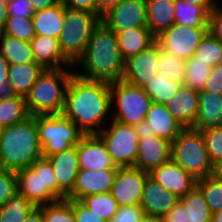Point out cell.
Returning <instances> with one entry per match:
<instances>
[{"mask_svg": "<svg viewBox=\"0 0 222 222\" xmlns=\"http://www.w3.org/2000/svg\"><path fill=\"white\" fill-rule=\"evenodd\" d=\"M62 114L85 134H98L112 119L110 84L75 73L67 85Z\"/></svg>", "mask_w": 222, "mask_h": 222, "instance_id": "1", "label": "cell"}, {"mask_svg": "<svg viewBox=\"0 0 222 222\" xmlns=\"http://www.w3.org/2000/svg\"><path fill=\"white\" fill-rule=\"evenodd\" d=\"M124 65L117 34L100 21L93 29L84 55L73 68L83 79L110 84L122 79Z\"/></svg>", "mask_w": 222, "mask_h": 222, "instance_id": "2", "label": "cell"}, {"mask_svg": "<svg viewBox=\"0 0 222 222\" xmlns=\"http://www.w3.org/2000/svg\"><path fill=\"white\" fill-rule=\"evenodd\" d=\"M43 157L35 116L6 126L0 138V168L17 172Z\"/></svg>", "mask_w": 222, "mask_h": 222, "instance_id": "3", "label": "cell"}, {"mask_svg": "<svg viewBox=\"0 0 222 222\" xmlns=\"http://www.w3.org/2000/svg\"><path fill=\"white\" fill-rule=\"evenodd\" d=\"M74 68L45 69L26 98L29 115L61 114L65 93Z\"/></svg>", "mask_w": 222, "mask_h": 222, "instance_id": "4", "label": "cell"}, {"mask_svg": "<svg viewBox=\"0 0 222 222\" xmlns=\"http://www.w3.org/2000/svg\"><path fill=\"white\" fill-rule=\"evenodd\" d=\"M15 174L17 192L24 195L36 207L67 199V196L58 188L52 165L45 157Z\"/></svg>", "mask_w": 222, "mask_h": 222, "instance_id": "5", "label": "cell"}, {"mask_svg": "<svg viewBox=\"0 0 222 222\" xmlns=\"http://www.w3.org/2000/svg\"><path fill=\"white\" fill-rule=\"evenodd\" d=\"M171 159L196 180L213 173L204 137L199 130L184 128L171 143Z\"/></svg>", "mask_w": 222, "mask_h": 222, "instance_id": "6", "label": "cell"}, {"mask_svg": "<svg viewBox=\"0 0 222 222\" xmlns=\"http://www.w3.org/2000/svg\"><path fill=\"white\" fill-rule=\"evenodd\" d=\"M99 23L96 14L64 6V26L58 40L63 55L73 65L84 55L93 29Z\"/></svg>", "mask_w": 222, "mask_h": 222, "instance_id": "7", "label": "cell"}, {"mask_svg": "<svg viewBox=\"0 0 222 222\" xmlns=\"http://www.w3.org/2000/svg\"><path fill=\"white\" fill-rule=\"evenodd\" d=\"M35 123L45 158L78 145L85 135L62 113L35 116Z\"/></svg>", "mask_w": 222, "mask_h": 222, "instance_id": "8", "label": "cell"}, {"mask_svg": "<svg viewBox=\"0 0 222 222\" xmlns=\"http://www.w3.org/2000/svg\"><path fill=\"white\" fill-rule=\"evenodd\" d=\"M112 120L134 126L145 120L152 103L141 87L122 80L110 83Z\"/></svg>", "mask_w": 222, "mask_h": 222, "instance_id": "9", "label": "cell"}, {"mask_svg": "<svg viewBox=\"0 0 222 222\" xmlns=\"http://www.w3.org/2000/svg\"><path fill=\"white\" fill-rule=\"evenodd\" d=\"M97 135L117 167L134 166L140 139L133 126L111 119Z\"/></svg>", "mask_w": 222, "mask_h": 222, "instance_id": "10", "label": "cell"}, {"mask_svg": "<svg viewBox=\"0 0 222 222\" xmlns=\"http://www.w3.org/2000/svg\"><path fill=\"white\" fill-rule=\"evenodd\" d=\"M208 32V27H190L174 23L156 36L155 41L163 50L188 60L194 56L197 47Z\"/></svg>", "mask_w": 222, "mask_h": 222, "instance_id": "11", "label": "cell"}, {"mask_svg": "<svg viewBox=\"0 0 222 222\" xmlns=\"http://www.w3.org/2000/svg\"><path fill=\"white\" fill-rule=\"evenodd\" d=\"M100 21L115 33L134 27H148L146 0H122L104 13Z\"/></svg>", "mask_w": 222, "mask_h": 222, "instance_id": "12", "label": "cell"}, {"mask_svg": "<svg viewBox=\"0 0 222 222\" xmlns=\"http://www.w3.org/2000/svg\"><path fill=\"white\" fill-rule=\"evenodd\" d=\"M149 173L135 167H118L110 194L118 206L140 205Z\"/></svg>", "mask_w": 222, "mask_h": 222, "instance_id": "13", "label": "cell"}, {"mask_svg": "<svg viewBox=\"0 0 222 222\" xmlns=\"http://www.w3.org/2000/svg\"><path fill=\"white\" fill-rule=\"evenodd\" d=\"M159 44L155 41L146 50L125 60L122 81L143 88L150 76L159 73Z\"/></svg>", "mask_w": 222, "mask_h": 222, "instance_id": "14", "label": "cell"}, {"mask_svg": "<svg viewBox=\"0 0 222 222\" xmlns=\"http://www.w3.org/2000/svg\"><path fill=\"white\" fill-rule=\"evenodd\" d=\"M118 169L84 170L80 169L72 192L67 196L70 200H82L84 197L108 193L114 183Z\"/></svg>", "mask_w": 222, "mask_h": 222, "instance_id": "15", "label": "cell"}, {"mask_svg": "<svg viewBox=\"0 0 222 222\" xmlns=\"http://www.w3.org/2000/svg\"><path fill=\"white\" fill-rule=\"evenodd\" d=\"M79 169H118L103 140L97 134L84 135L77 145Z\"/></svg>", "mask_w": 222, "mask_h": 222, "instance_id": "16", "label": "cell"}, {"mask_svg": "<svg viewBox=\"0 0 222 222\" xmlns=\"http://www.w3.org/2000/svg\"><path fill=\"white\" fill-rule=\"evenodd\" d=\"M149 177L179 198L185 196L197 184V180L172 159L152 170Z\"/></svg>", "mask_w": 222, "mask_h": 222, "instance_id": "17", "label": "cell"}, {"mask_svg": "<svg viewBox=\"0 0 222 222\" xmlns=\"http://www.w3.org/2000/svg\"><path fill=\"white\" fill-rule=\"evenodd\" d=\"M171 154V142L164 138L154 135L146 139H140L133 167L150 173L160 165L170 161Z\"/></svg>", "mask_w": 222, "mask_h": 222, "instance_id": "18", "label": "cell"}, {"mask_svg": "<svg viewBox=\"0 0 222 222\" xmlns=\"http://www.w3.org/2000/svg\"><path fill=\"white\" fill-rule=\"evenodd\" d=\"M52 165L58 188L68 196L79 172L77 145L46 157Z\"/></svg>", "mask_w": 222, "mask_h": 222, "instance_id": "19", "label": "cell"}, {"mask_svg": "<svg viewBox=\"0 0 222 222\" xmlns=\"http://www.w3.org/2000/svg\"><path fill=\"white\" fill-rule=\"evenodd\" d=\"M29 43L35 63L42 65L45 69H59L74 66L63 55L57 38L36 34Z\"/></svg>", "mask_w": 222, "mask_h": 222, "instance_id": "20", "label": "cell"}, {"mask_svg": "<svg viewBox=\"0 0 222 222\" xmlns=\"http://www.w3.org/2000/svg\"><path fill=\"white\" fill-rule=\"evenodd\" d=\"M178 201L179 197L175 194L150 177L147 178L140 200V207L145 215L163 217Z\"/></svg>", "mask_w": 222, "mask_h": 222, "instance_id": "21", "label": "cell"}, {"mask_svg": "<svg viewBox=\"0 0 222 222\" xmlns=\"http://www.w3.org/2000/svg\"><path fill=\"white\" fill-rule=\"evenodd\" d=\"M198 99L199 91L182 85L178 93L165 105L184 128H193L198 113Z\"/></svg>", "mask_w": 222, "mask_h": 222, "instance_id": "22", "label": "cell"}, {"mask_svg": "<svg viewBox=\"0 0 222 222\" xmlns=\"http://www.w3.org/2000/svg\"><path fill=\"white\" fill-rule=\"evenodd\" d=\"M145 121L153 129L155 136L173 142L184 127L172 116L165 104H150Z\"/></svg>", "mask_w": 222, "mask_h": 222, "instance_id": "23", "label": "cell"}, {"mask_svg": "<svg viewBox=\"0 0 222 222\" xmlns=\"http://www.w3.org/2000/svg\"><path fill=\"white\" fill-rule=\"evenodd\" d=\"M222 117V94L199 91L198 113L193 128L203 130L216 127Z\"/></svg>", "mask_w": 222, "mask_h": 222, "instance_id": "24", "label": "cell"}, {"mask_svg": "<svg viewBox=\"0 0 222 222\" xmlns=\"http://www.w3.org/2000/svg\"><path fill=\"white\" fill-rule=\"evenodd\" d=\"M116 34L124 60L146 50L156 39L148 27L127 28Z\"/></svg>", "mask_w": 222, "mask_h": 222, "instance_id": "25", "label": "cell"}, {"mask_svg": "<svg viewBox=\"0 0 222 222\" xmlns=\"http://www.w3.org/2000/svg\"><path fill=\"white\" fill-rule=\"evenodd\" d=\"M44 70L38 63L9 64L8 82L16 95L26 97Z\"/></svg>", "mask_w": 222, "mask_h": 222, "instance_id": "26", "label": "cell"}, {"mask_svg": "<svg viewBox=\"0 0 222 222\" xmlns=\"http://www.w3.org/2000/svg\"><path fill=\"white\" fill-rule=\"evenodd\" d=\"M175 0H146L147 26L156 37L175 23Z\"/></svg>", "mask_w": 222, "mask_h": 222, "instance_id": "27", "label": "cell"}, {"mask_svg": "<svg viewBox=\"0 0 222 222\" xmlns=\"http://www.w3.org/2000/svg\"><path fill=\"white\" fill-rule=\"evenodd\" d=\"M217 5H195L184 0H175V23L190 27H208L209 13Z\"/></svg>", "mask_w": 222, "mask_h": 222, "instance_id": "28", "label": "cell"}, {"mask_svg": "<svg viewBox=\"0 0 222 222\" xmlns=\"http://www.w3.org/2000/svg\"><path fill=\"white\" fill-rule=\"evenodd\" d=\"M32 19L36 34L58 39L64 26V5L59 3L51 8L36 11Z\"/></svg>", "mask_w": 222, "mask_h": 222, "instance_id": "29", "label": "cell"}, {"mask_svg": "<svg viewBox=\"0 0 222 222\" xmlns=\"http://www.w3.org/2000/svg\"><path fill=\"white\" fill-rule=\"evenodd\" d=\"M0 51L9 64L35 63L28 41L0 33Z\"/></svg>", "mask_w": 222, "mask_h": 222, "instance_id": "30", "label": "cell"}, {"mask_svg": "<svg viewBox=\"0 0 222 222\" xmlns=\"http://www.w3.org/2000/svg\"><path fill=\"white\" fill-rule=\"evenodd\" d=\"M36 206L16 192L0 207V222H24Z\"/></svg>", "mask_w": 222, "mask_h": 222, "instance_id": "31", "label": "cell"}, {"mask_svg": "<svg viewBox=\"0 0 222 222\" xmlns=\"http://www.w3.org/2000/svg\"><path fill=\"white\" fill-rule=\"evenodd\" d=\"M149 83L143 89L154 103L165 104L170 101L179 91L182 83L173 82L169 78L158 73L156 76H150Z\"/></svg>", "mask_w": 222, "mask_h": 222, "instance_id": "32", "label": "cell"}, {"mask_svg": "<svg viewBox=\"0 0 222 222\" xmlns=\"http://www.w3.org/2000/svg\"><path fill=\"white\" fill-rule=\"evenodd\" d=\"M179 200L187 208L189 222H211L212 213L197 186Z\"/></svg>", "mask_w": 222, "mask_h": 222, "instance_id": "33", "label": "cell"}, {"mask_svg": "<svg viewBox=\"0 0 222 222\" xmlns=\"http://www.w3.org/2000/svg\"><path fill=\"white\" fill-rule=\"evenodd\" d=\"M29 116L25 97L16 95L0 100V124L4 127L24 121Z\"/></svg>", "mask_w": 222, "mask_h": 222, "instance_id": "34", "label": "cell"}, {"mask_svg": "<svg viewBox=\"0 0 222 222\" xmlns=\"http://www.w3.org/2000/svg\"><path fill=\"white\" fill-rule=\"evenodd\" d=\"M159 73L173 82L184 83L186 60L163 50L159 46Z\"/></svg>", "mask_w": 222, "mask_h": 222, "instance_id": "35", "label": "cell"}, {"mask_svg": "<svg viewBox=\"0 0 222 222\" xmlns=\"http://www.w3.org/2000/svg\"><path fill=\"white\" fill-rule=\"evenodd\" d=\"M211 71L212 67H210V65L198 61L197 57L192 56L186 60L185 80L183 85L201 91L208 80Z\"/></svg>", "mask_w": 222, "mask_h": 222, "instance_id": "36", "label": "cell"}, {"mask_svg": "<svg viewBox=\"0 0 222 222\" xmlns=\"http://www.w3.org/2000/svg\"><path fill=\"white\" fill-rule=\"evenodd\" d=\"M81 202L87 206L90 211L108 222L111 221L119 207L110 192L84 197Z\"/></svg>", "mask_w": 222, "mask_h": 222, "instance_id": "37", "label": "cell"}, {"mask_svg": "<svg viewBox=\"0 0 222 222\" xmlns=\"http://www.w3.org/2000/svg\"><path fill=\"white\" fill-rule=\"evenodd\" d=\"M196 186L201 190L212 214L222 210V180L211 175L197 180Z\"/></svg>", "mask_w": 222, "mask_h": 222, "instance_id": "38", "label": "cell"}, {"mask_svg": "<svg viewBox=\"0 0 222 222\" xmlns=\"http://www.w3.org/2000/svg\"><path fill=\"white\" fill-rule=\"evenodd\" d=\"M194 57L214 67L222 62V42L208 32L195 51Z\"/></svg>", "mask_w": 222, "mask_h": 222, "instance_id": "39", "label": "cell"}, {"mask_svg": "<svg viewBox=\"0 0 222 222\" xmlns=\"http://www.w3.org/2000/svg\"><path fill=\"white\" fill-rule=\"evenodd\" d=\"M45 222H75L72 200L64 199L38 207Z\"/></svg>", "mask_w": 222, "mask_h": 222, "instance_id": "40", "label": "cell"}, {"mask_svg": "<svg viewBox=\"0 0 222 222\" xmlns=\"http://www.w3.org/2000/svg\"><path fill=\"white\" fill-rule=\"evenodd\" d=\"M1 33L30 42L36 35L32 17L8 16Z\"/></svg>", "mask_w": 222, "mask_h": 222, "instance_id": "41", "label": "cell"}, {"mask_svg": "<svg viewBox=\"0 0 222 222\" xmlns=\"http://www.w3.org/2000/svg\"><path fill=\"white\" fill-rule=\"evenodd\" d=\"M213 164L222 159V130L216 127L200 130Z\"/></svg>", "mask_w": 222, "mask_h": 222, "instance_id": "42", "label": "cell"}, {"mask_svg": "<svg viewBox=\"0 0 222 222\" xmlns=\"http://www.w3.org/2000/svg\"><path fill=\"white\" fill-rule=\"evenodd\" d=\"M17 192V178L14 171L0 168V207Z\"/></svg>", "mask_w": 222, "mask_h": 222, "instance_id": "43", "label": "cell"}, {"mask_svg": "<svg viewBox=\"0 0 222 222\" xmlns=\"http://www.w3.org/2000/svg\"><path fill=\"white\" fill-rule=\"evenodd\" d=\"M144 215L140 205L119 206L110 222H139Z\"/></svg>", "mask_w": 222, "mask_h": 222, "instance_id": "44", "label": "cell"}, {"mask_svg": "<svg viewBox=\"0 0 222 222\" xmlns=\"http://www.w3.org/2000/svg\"><path fill=\"white\" fill-rule=\"evenodd\" d=\"M75 222H108L89 210L80 200H72Z\"/></svg>", "mask_w": 222, "mask_h": 222, "instance_id": "45", "label": "cell"}, {"mask_svg": "<svg viewBox=\"0 0 222 222\" xmlns=\"http://www.w3.org/2000/svg\"><path fill=\"white\" fill-rule=\"evenodd\" d=\"M209 32L220 42H222V4H218L209 13Z\"/></svg>", "mask_w": 222, "mask_h": 222, "instance_id": "46", "label": "cell"}, {"mask_svg": "<svg viewBox=\"0 0 222 222\" xmlns=\"http://www.w3.org/2000/svg\"><path fill=\"white\" fill-rule=\"evenodd\" d=\"M8 16L33 17L34 10L28 0H11L8 4Z\"/></svg>", "mask_w": 222, "mask_h": 222, "instance_id": "47", "label": "cell"}, {"mask_svg": "<svg viewBox=\"0 0 222 222\" xmlns=\"http://www.w3.org/2000/svg\"><path fill=\"white\" fill-rule=\"evenodd\" d=\"M202 91L217 92L222 94V64L212 67V71Z\"/></svg>", "mask_w": 222, "mask_h": 222, "instance_id": "48", "label": "cell"}, {"mask_svg": "<svg viewBox=\"0 0 222 222\" xmlns=\"http://www.w3.org/2000/svg\"><path fill=\"white\" fill-rule=\"evenodd\" d=\"M66 8L72 10L87 11L98 16L96 0H59Z\"/></svg>", "mask_w": 222, "mask_h": 222, "instance_id": "49", "label": "cell"}, {"mask_svg": "<svg viewBox=\"0 0 222 222\" xmlns=\"http://www.w3.org/2000/svg\"><path fill=\"white\" fill-rule=\"evenodd\" d=\"M164 222H189L187 208L179 200L170 211L163 216Z\"/></svg>", "mask_w": 222, "mask_h": 222, "instance_id": "50", "label": "cell"}, {"mask_svg": "<svg viewBox=\"0 0 222 222\" xmlns=\"http://www.w3.org/2000/svg\"><path fill=\"white\" fill-rule=\"evenodd\" d=\"M139 139H146L147 137L154 136L153 129L149 126L148 122L143 120L137 125L133 126Z\"/></svg>", "mask_w": 222, "mask_h": 222, "instance_id": "51", "label": "cell"}, {"mask_svg": "<svg viewBox=\"0 0 222 222\" xmlns=\"http://www.w3.org/2000/svg\"><path fill=\"white\" fill-rule=\"evenodd\" d=\"M28 2L33 7L34 12L51 8L60 3L59 0H28Z\"/></svg>", "mask_w": 222, "mask_h": 222, "instance_id": "52", "label": "cell"}, {"mask_svg": "<svg viewBox=\"0 0 222 222\" xmlns=\"http://www.w3.org/2000/svg\"><path fill=\"white\" fill-rule=\"evenodd\" d=\"M98 7V17L101 19L102 15L112 7H115L122 0H96Z\"/></svg>", "mask_w": 222, "mask_h": 222, "instance_id": "53", "label": "cell"}, {"mask_svg": "<svg viewBox=\"0 0 222 222\" xmlns=\"http://www.w3.org/2000/svg\"><path fill=\"white\" fill-rule=\"evenodd\" d=\"M16 96L8 80L0 81V100Z\"/></svg>", "mask_w": 222, "mask_h": 222, "instance_id": "54", "label": "cell"}, {"mask_svg": "<svg viewBox=\"0 0 222 222\" xmlns=\"http://www.w3.org/2000/svg\"><path fill=\"white\" fill-rule=\"evenodd\" d=\"M9 62L0 51V81L8 80Z\"/></svg>", "mask_w": 222, "mask_h": 222, "instance_id": "55", "label": "cell"}, {"mask_svg": "<svg viewBox=\"0 0 222 222\" xmlns=\"http://www.w3.org/2000/svg\"><path fill=\"white\" fill-rule=\"evenodd\" d=\"M24 222H45L43 212L36 207L25 219Z\"/></svg>", "mask_w": 222, "mask_h": 222, "instance_id": "56", "label": "cell"}, {"mask_svg": "<svg viewBox=\"0 0 222 222\" xmlns=\"http://www.w3.org/2000/svg\"><path fill=\"white\" fill-rule=\"evenodd\" d=\"M7 8H8V5L0 1V33L2 32L5 26L6 20L8 18Z\"/></svg>", "mask_w": 222, "mask_h": 222, "instance_id": "57", "label": "cell"}, {"mask_svg": "<svg viewBox=\"0 0 222 222\" xmlns=\"http://www.w3.org/2000/svg\"><path fill=\"white\" fill-rule=\"evenodd\" d=\"M212 175L217 179L222 180V159L213 164Z\"/></svg>", "mask_w": 222, "mask_h": 222, "instance_id": "58", "label": "cell"}, {"mask_svg": "<svg viewBox=\"0 0 222 222\" xmlns=\"http://www.w3.org/2000/svg\"><path fill=\"white\" fill-rule=\"evenodd\" d=\"M195 5H218L216 0H184Z\"/></svg>", "mask_w": 222, "mask_h": 222, "instance_id": "59", "label": "cell"}, {"mask_svg": "<svg viewBox=\"0 0 222 222\" xmlns=\"http://www.w3.org/2000/svg\"><path fill=\"white\" fill-rule=\"evenodd\" d=\"M139 222H164L163 217L144 215Z\"/></svg>", "mask_w": 222, "mask_h": 222, "instance_id": "60", "label": "cell"}, {"mask_svg": "<svg viewBox=\"0 0 222 222\" xmlns=\"http://www.w3.org/2000/svg\"><path fill=\"white\" fill-rule=\"evenodd\" d=\"M211 222H222V210L212 214Z\"/></svg>", "mask_w": 222, "mask_h": 222, "instance_id": "61", "label": "cell"}, {"mask_svg": "<svg viewBox=\"0 0 222 222\" xmlns=\"http://www.w3.org/2000/svg\"><path fill=\"white\" fill-rule=\"evenodd\" d=\"M216 128L222 130V117L218 121V124L216 125Z\"/></svg>", "mask_w": 222, "mask_h": 222, "instance_id": "62", "label": "cell"}, {"mask_svg": "<svg viewBox=\"0 0 222 222\" xmlns=\"http://www.w3.org/2000/svg\"><path fill=\"white\" fill-rule=\"evenodd\" d=\"M4 128H5V127L0 124V138H1L2 135H3Z\"/></svg>", "mask_w": 222, "mask_h": 222, "instance_id": "63", "label": "cell"}, {"mask_svg": "<svg viewBox=\"0 0 222 222\" xmlns=\"http://www.w3.org/2000/svg\"><path fill=\"white\" fill-rule=\"evenodd\" d=\"M0 1H2V2H4L5 4L8 5V4L10 3L11 0H0Z\"/></svg>", "mask_w": 222, "mask_h": 222, "instance_id": "64", "label": "cell"}, {"mask_svg": "<svg viewBox=\"0 0 222 222\" xmlns=\"http://www.w3.org/2000/svg\"><path fill=\"white\" fill-rule=\"evenodd\" d=\"M218 4H222V0H216Z\"/></svg>", "mask_w": 222, "mask_h": 222, "instance_id": "65", "label": "cell"}]
</instances>
